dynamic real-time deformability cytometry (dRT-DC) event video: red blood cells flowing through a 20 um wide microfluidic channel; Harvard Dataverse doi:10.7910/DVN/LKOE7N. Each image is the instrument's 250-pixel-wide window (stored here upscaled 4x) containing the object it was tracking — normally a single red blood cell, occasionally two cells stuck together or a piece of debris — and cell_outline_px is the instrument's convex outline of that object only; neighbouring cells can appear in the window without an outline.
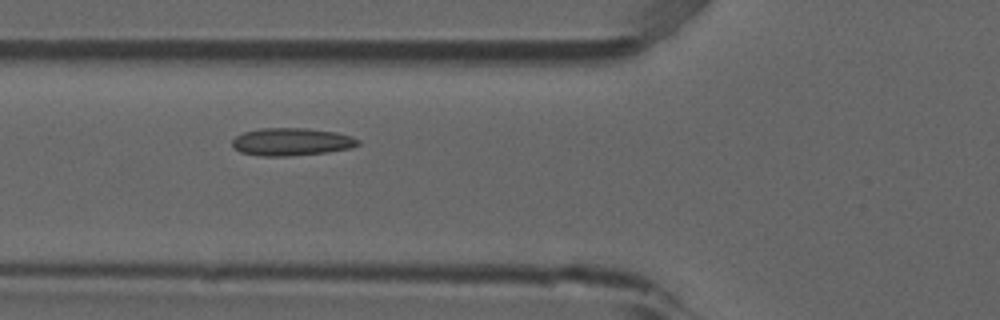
{"species": "common noctule bat (a hibernating species)", "species_latin": "Nyctalus noctula", "temperature_condition": "room temperature", "stored_images_in_passage": 38, "camera_frame_rate_fps": 3000, "um_per_image_px": 0.085, "animal": {"sex": "male", "forearm_length_mm": 52.5}, "frame": {"image": 1, "passage_image": 11, "time_ms": 3.333, "image_size_px": [1000, 320], "cell_outline_px": [[360, 144], [352, 148], [328, 152], [288, 156], [260, 156], [240, 152], [232, 148], [232, 140], [236, 136], [244, 132], [260, 128], [308, 128], [336, 132], [352, 136], [360, 140]], "centroid_in_image_um": [24.79, 12.05], "position_along_channel_um": 101.0, "area_um2": 20.52}}
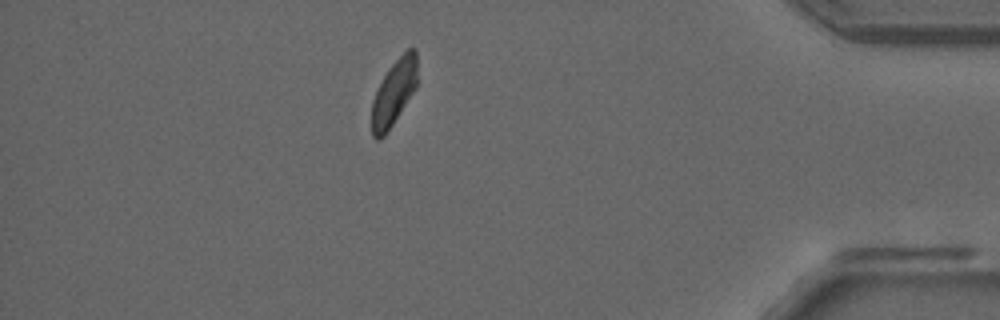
{"frame": {"image": 2, "passage_image": 38, "time_ms": 12.333, "image_size_px": [1000, 320], "cell_outline_px": [[416, 88], [384, 136], [380, 140], [376, 140], [372, 136], [372, 100], [388, 68], [408, 48], [416, 48]], "centroid_in_image_um": [33.47, 7.88], "position_along_channel_um": 401.7, "area_um2": 17.05}, "authors_computed_cell_mechanics": {"area_um2": 19.074, "velocity_mm_per_s": 3.8199, "shape_relaxation_time_tau1_ms": null, "shape_relaxation_time_tau2_ms": 3.0277, "deformation_change_tau1": null, "deformation_change_tau2": 0.0773}}